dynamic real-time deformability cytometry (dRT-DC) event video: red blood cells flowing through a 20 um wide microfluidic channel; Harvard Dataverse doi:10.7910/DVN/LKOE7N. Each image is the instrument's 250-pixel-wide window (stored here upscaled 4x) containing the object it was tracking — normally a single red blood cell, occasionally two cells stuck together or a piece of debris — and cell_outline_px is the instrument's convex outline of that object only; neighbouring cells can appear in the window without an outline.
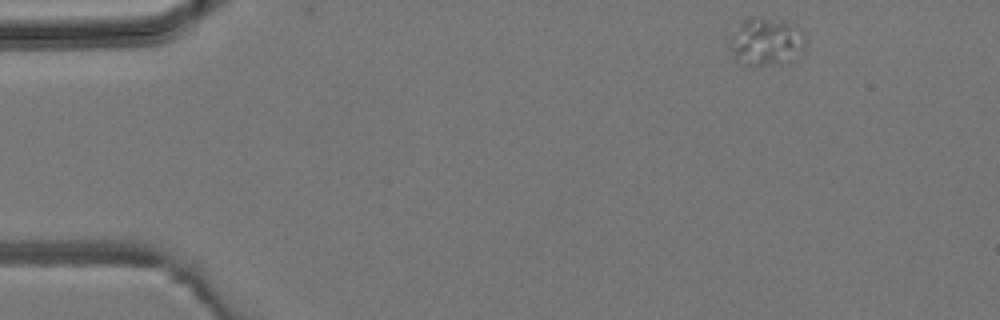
{"species": "common noctule bat (a hibernating species)", "species_latin": "Nyctalus noctula", "temperature_condition": "room temperature", "stored_images_in_passage": 3, "camera_frame_rate_fps": 3000, "um_per_image_px": 0.085, "animal": {"sex": "male", "body_mass_g": 19.2, "forearm_length_mm": 51.8}, "frame": {"image": 1, "passage_image": 1, "time_ms": 0.0, "image_size_px": [1000, 320], "cell_outline_px": [[804, 48], [796, 60], [788, 64], [756, 68], [748, 68], [736, 60], [728, 44], [728, 36], [748, 16], [756, 16], [788, 20], [796, 24], [804, 32]], "centroid_in_image_um": [65.13, 3.58], "position_along_channel_um": 19.9, "area_um2": 22.72}}
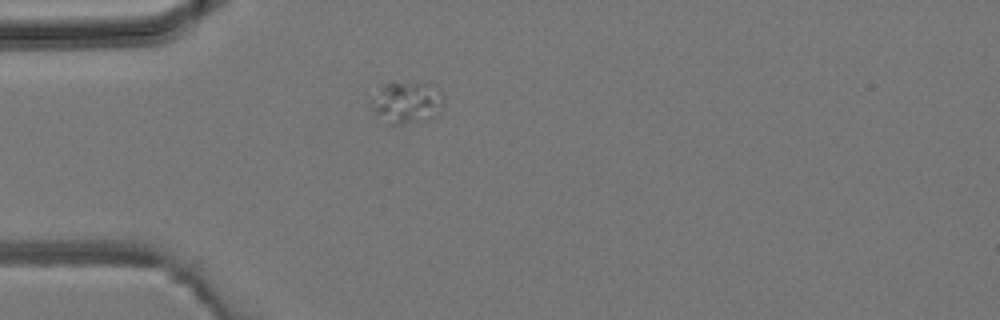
{"frame": {"image": 2, "passage_image": 3, "time_ms": 2.667, "image_size_px": [1000, 320], "cell_outline_px": [[444, 104], [436, 116], [432, 120], [400, 124], [384, 124], [372, 108], [368, 100], [384, 84], [392, 80], [436, 84], [440, 88], [444, 96]], "centroid_in_image_um": [34.6, 8.68], "position_along_channel_um": 50.4, "area_um2": 18.79}}